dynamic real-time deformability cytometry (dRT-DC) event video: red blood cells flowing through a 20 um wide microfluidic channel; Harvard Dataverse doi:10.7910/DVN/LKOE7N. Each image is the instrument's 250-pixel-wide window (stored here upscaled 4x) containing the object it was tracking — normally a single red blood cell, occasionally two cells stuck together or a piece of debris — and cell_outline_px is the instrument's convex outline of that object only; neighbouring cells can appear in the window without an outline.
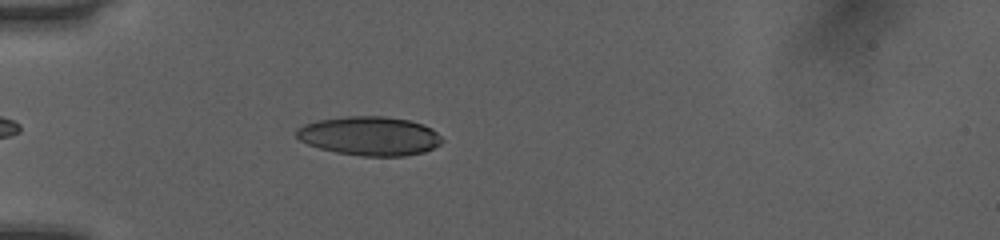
{"species": "human", "species_latin": "Homo sapiens", "temperature_condition": "room temperature", "stored_images_in_passage": 41, "camera_frame_rate_fps": 3000, "um_per_image_px": 0.085, "donor": {"sex": "female"}, "frame": {"image": 1, "passage_image": 6, "time_ms": 1.667, "image_size_px": [1000, 240], "cell_outline_px": [[444, 140], [440, 144], [424, 152], [404, 156], [360, 156], [336, 152], [320, 148], [308, 144], [300, 140], [296, 136], [296, 128], [304, 124], [316, 120], [348, 116], [384, 116], [408, 120], [424, 124], [432, 128]], "centroid_in_image_um": [31.41, 11.55], "position_along_channel_um": 53.6, "area_um2": 33.18}}
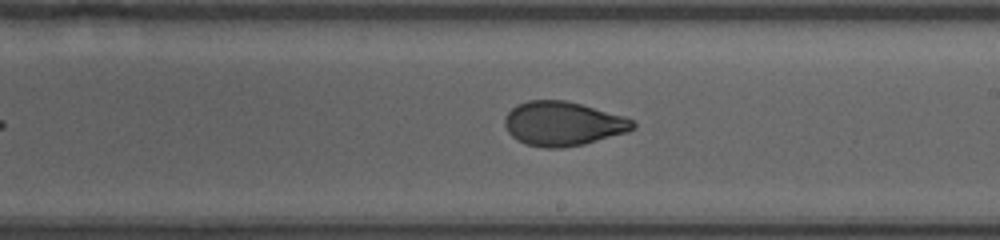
{"frame": {"image": 2, "passage_image": 21, "time_ms": 6.667, "image_size_px": [1000, 240], "cell_outline_px": [[636, 128], [628, 132], [584, 144], [560, 148], [544, 148], [528, 144], [516, 140], [508, 132], [504, 124], [504, 120], [508, 112], [516, 104], [528, 100], [564, 100], [580, 104], [624, 116], [632, 120], [636, 124]], "centroid_in_image_um": [47.84, 10.51], "position_along_channel_um": 241.2, "area_um2": 33.0}}
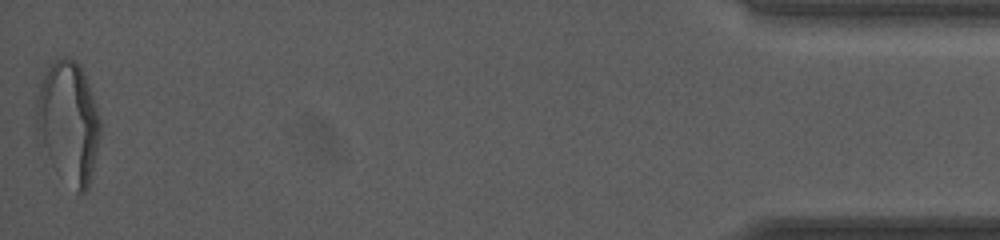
{"frame": {"image": 3, "passage_image": 41, "time_ms": 13.333, "image_size_px": [1000, 240], "cell_outline_px": [[100, 136], [92, 172], [88, 188], [84, 192], [76, 192], [56, 172], [36, 136], [36, 108], [40, 84], [48, 64], [56, 56], [68, 56], [76, 60], [80, 64], [100, 116]], "centroid_in_image_um": [5.79, 10.36], "position_along_channel_um": 429.4, "area_um2": 45.72}, "authors_computed_cell_mechanics": {"area_um2": 33.1772, "velocity_mm_per_s": 4.076, "shape_relaxation_time_tau1_ms": 5.4102, "shape_relaxation_time_tau2_ms": 1.0685, "deformation_change_tau1": 0.2106, "deformation_change_tau2": 0.0613}}